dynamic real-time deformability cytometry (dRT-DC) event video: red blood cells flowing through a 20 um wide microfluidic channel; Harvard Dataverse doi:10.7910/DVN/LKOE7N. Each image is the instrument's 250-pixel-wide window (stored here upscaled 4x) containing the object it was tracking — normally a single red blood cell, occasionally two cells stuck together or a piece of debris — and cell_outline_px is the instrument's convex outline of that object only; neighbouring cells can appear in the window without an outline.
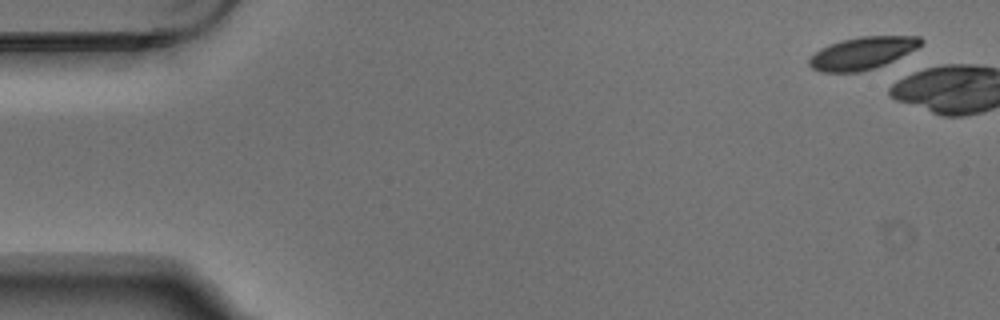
{"species": "Egyptian fruit bat (a non-hibernating species)", "species_latin": "Rousettus aegyptiacus", "temperature_condition": "warm", "stored_images_in_passage": 7, "camera_frame_rate_fps": 3000, "um_per_image_px": 0.085, "animal": {"sex": "male"}, "frame": {"image": 1, "passage_image": 1, "time_ms": 0.0, "image_size_px": [1000, 320], "cell_outline_px": [[924, 40], [916, 48], [884, 64], [860, 72], [820, 72], [812, 68], [808, 64], [808, 60], [820, 48], [840, 40], [860, 36], [920, 36]], "centroid_in_image_um": [73.26, 4.5], "position_along_channel_um": 11.7, "area_um2": 20.81}}